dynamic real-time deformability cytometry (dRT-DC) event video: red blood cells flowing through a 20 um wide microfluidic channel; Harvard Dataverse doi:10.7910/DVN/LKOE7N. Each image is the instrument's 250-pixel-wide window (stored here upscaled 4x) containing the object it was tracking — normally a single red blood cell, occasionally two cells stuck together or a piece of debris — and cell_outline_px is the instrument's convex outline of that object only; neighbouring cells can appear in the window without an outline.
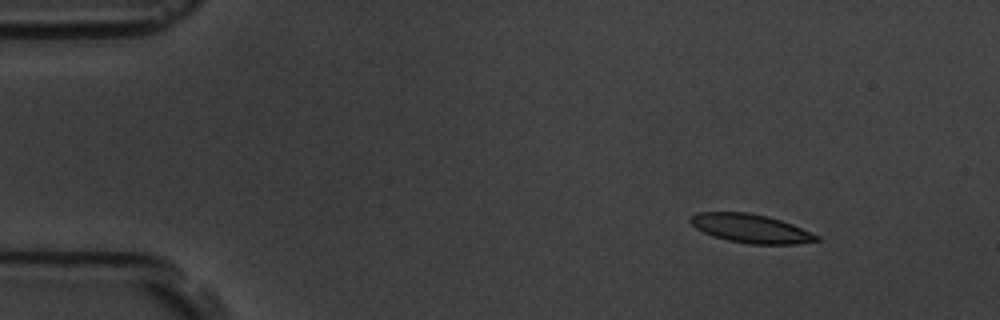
{"species": "common noctule bat (a hibernating species)", "species_latin": "Nyctalus noctula", "temperature_condition": "room temperature", "stored_images_in_passage": 52, "camera_frame_rate_fps": 3000, "um_per_image_px": 0.085, "animal": {"sex": "male", "body_mass_g": 19.5, "forearm_length_mm": 54.6}, "frame": {"image": 1, "passage_image": 1, "time_ms": 0.0, "image_size_px": [1000, 320], "cell_outline_px": [[820, 240], [796, 244], [748, 244], [728, 240], [712, 236], [696, 228], [688, 220], [688, 216], [696, 212], [748, 212], [768, 216], [792, 224], [820, 236]], "centroid_in_image_um": [63.78, 19.41], "position_along_channel_um": 21.2, "area_um2": 21.21}}
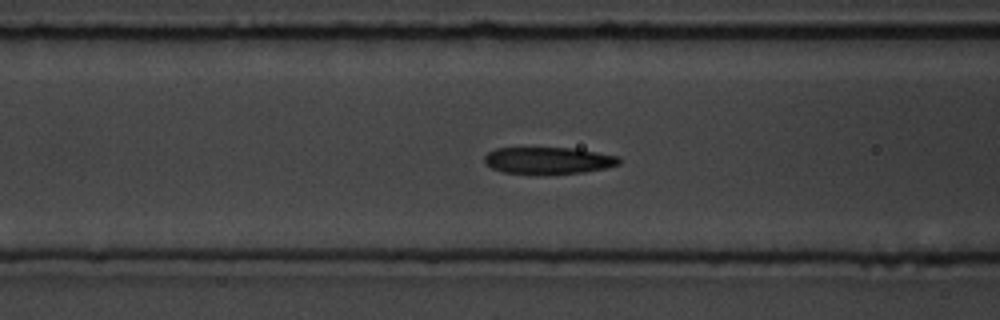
{"frame": {"image": 2, "passage_image": 17, "time_ms": 5.333, "image_size_px": [1000, 320], "cell_outline_px": [[620, 164], [604, 168], [584, 172], [504, 172], [492, 168], [484, 164], [484, 156], [488, 152], [496, 148], [572, 148], [620, 156]], "centroid_in_image_um": [46.6, 13.61], "position_along_channel_um": 120.0, "area_um2": 20.4}}
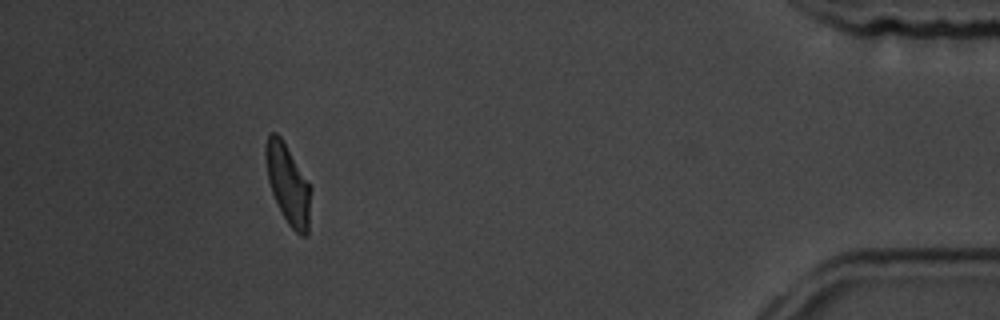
{"frame": {"image": 3, "passage_image": 47, "time_ms": 15.333, "image_size_px": [1000, 320], "cell_outline_px": [[312, 188], [308, 232], [304, 236], [300, 236], [288, 224], [272, 192], [268, 180], [264, 156], [264, 144], [268, 132], [276, 132], [280, 136]], "centroid_in_image_um": [24.47, 15.62], "position_along_channel_um": 410.7, "area_um2": 20.92}, "authors_computed_cell_mechanics": {"area_um2": 21.8484, "velocity_mm_per_s": 3.4946, "shape_relaxation_time_tau1_ms": 4.6264, "shape_relaxation_time_tau2_ms": 2.1246, "deformation_change_tau1": 0.163, "deformation_change_tau2": 0.0969}}